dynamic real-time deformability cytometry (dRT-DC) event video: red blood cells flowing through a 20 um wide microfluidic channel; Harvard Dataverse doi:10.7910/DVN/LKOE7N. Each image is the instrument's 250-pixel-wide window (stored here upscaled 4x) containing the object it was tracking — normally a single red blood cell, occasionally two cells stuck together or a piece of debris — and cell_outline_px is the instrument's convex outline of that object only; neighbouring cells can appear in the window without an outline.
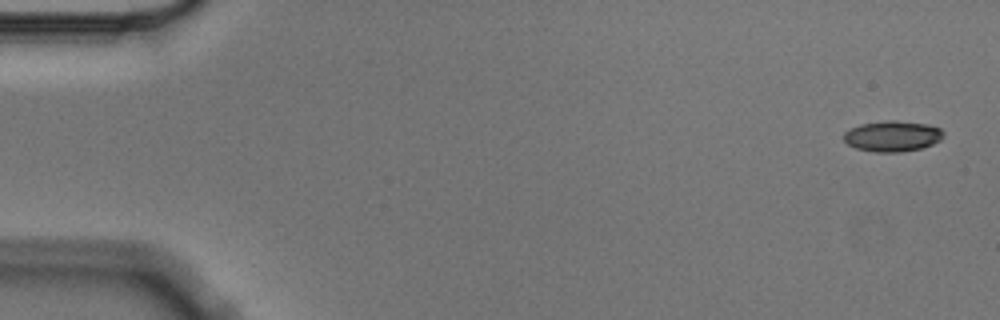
{"species": "Egyptian fruit bat (a non-hibernating species)", "species_latin": "Rousettus aegyptiacus", "temperature_condition": "cold", "stored_images_in_passage": 5, "camera_frame_rate_fps": 3000, "um_per_image_px": 0.085, "animal": {"sex": "male"}, "frame": {"image": 1, "passage_image": 1, "time_ms": 0.0, "image_size_px": [1000, 320], "cell_outline_px": [[944, 136], [940, 140], [932, 144], [920, 148], [900, 152], [876, 152], [856, 148], [848, 144], [844, 140], [844, 132], [860, 124], [888, 120], [896, 120], [928, 124], [940, 128], [944, 132]], "centroid_in_image_um": [75.87, 11.56], "position_along_channel_um": 9.1, "area_um2": 17.8}}
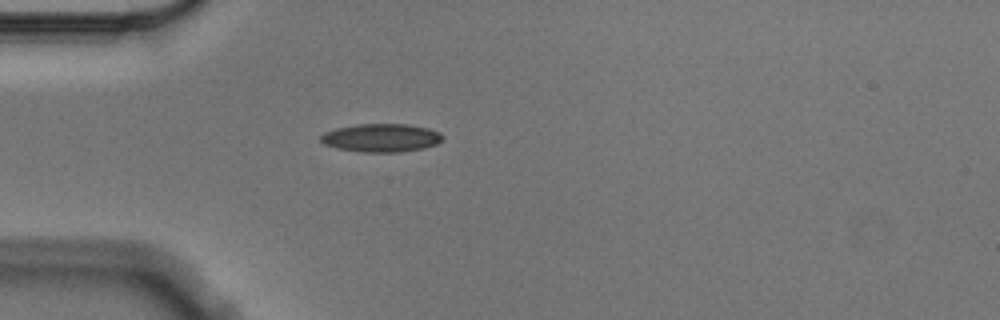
{"frame": {"image": 2, "passage_image": 5, "time_ms": 1.333, "image_size_px": [1000, 320], "cell_outline_px": [[444, 136], [436, 144], [424, 148], [400, 152], [364, 152], [336, 148], [324, 144], [320, 140], [320, 136], [324, 132], [336, 128], [356, 124], [408, 124], [428, 128], [440, 132]], "centroid_in_image_um": [32.39, 11.71], "position_along_channel_um": 52.6, "area_um2": 20.11}}